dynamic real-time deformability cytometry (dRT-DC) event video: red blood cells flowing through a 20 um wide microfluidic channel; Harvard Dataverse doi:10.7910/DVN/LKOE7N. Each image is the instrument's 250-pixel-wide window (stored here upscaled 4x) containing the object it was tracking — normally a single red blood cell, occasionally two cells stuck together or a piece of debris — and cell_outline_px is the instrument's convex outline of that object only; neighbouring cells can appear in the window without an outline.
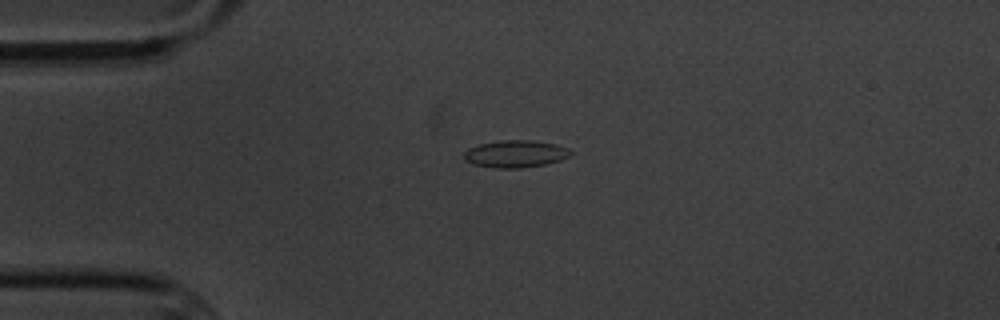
{"species": "common noctule bat (a hibernating species)", "species_latin": "Nyctalus noctula", "temperature_condition": "cold", "stored_images_in_passage": 5, "camera_frame_rate_fps": 3000, "um_per_image_px": 0.085, "animal": {"sex": "male", "body_mass_g": 20.1, "forearm_length_mm": 53.5}, "frame": {"image": 1, "passage_image": 4, "time_ms": 3.667, "image_size_px": [1000, 320], "cell_outline_px": [[572, 152], [568, 156], [560, 160], [544, 164], [520, 168], [496, 168], [476, 164], [468, 160], [464, 156], [464, 152], [468, 148], [480, 144], [500, 140], [532, 140], [556, 144], [568, 148]], "centroid_in_image_um": [43.83, 13.06], "position_along_channel_um": 41.2, "area_um2": 16.65}}